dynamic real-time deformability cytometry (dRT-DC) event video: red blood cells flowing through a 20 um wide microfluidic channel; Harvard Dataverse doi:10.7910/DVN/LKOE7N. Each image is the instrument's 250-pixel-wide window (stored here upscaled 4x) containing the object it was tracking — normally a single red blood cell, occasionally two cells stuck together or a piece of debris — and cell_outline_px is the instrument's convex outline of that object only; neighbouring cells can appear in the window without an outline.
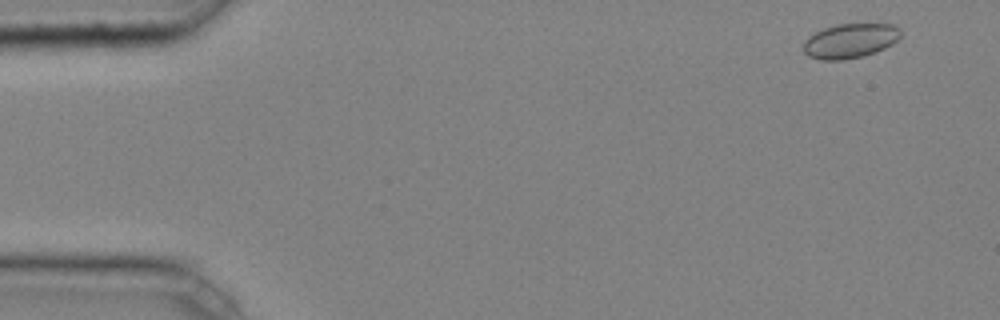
{"species": "common noctule bat (a hibernating species)", "species_latin": "Nyctalus noctula", "temperature_condition": "cold", "stored_images_in_passage": 4, "camera_frame_rate_fps": 3000, "um_per_image_px": 0.085, "animal": {"sex": "male", "body_mass_g": 20.4}, "frame": {"image": 1, "passage_image": 1, "time_ms": 0.0, "image_size_px": [1000, 320], "cell_outline_px": [[900, 36], [892, 44], [876, 52], [864, 56], [844, 60], [820, 60], [808, 56], [804, 52], [804, 40], [808, 36], [824, 28], [836, 24], [892, 24], [900, 28]], "centroid_in_image_um": [72.24, 3.48], "position_along_channel_um": 12.8, "area_um2": 19.65}}
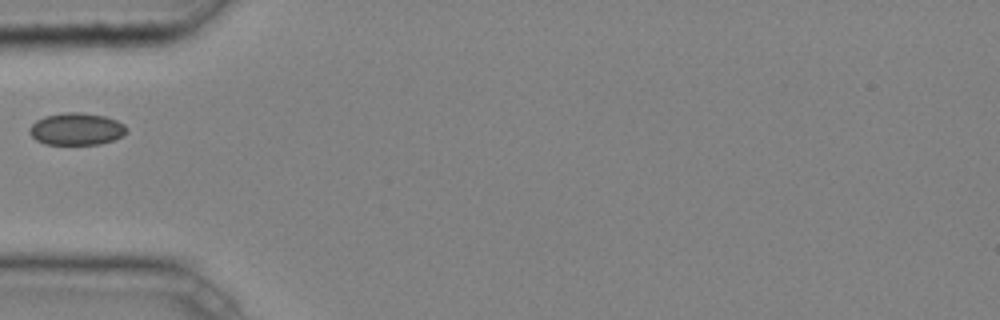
{"frame": {"image": 2, "passage_image": 4, "time_ms": 1.0, "image_size_px": [1000, 320], "cell_outline_px": [[128, 132], [124, 136], [100, 144], [44, 144], [36, 140], [28, 132], [28, 128], [36, 120], [44, 116], [64, 112], [80, 112], [104, 116], [116, 120], [124, 124], [128, 128]], "centroid_in_image_um": [6.5, 10.96], "position_along_channel_um": 78.5, "area_um2": 18.38}}